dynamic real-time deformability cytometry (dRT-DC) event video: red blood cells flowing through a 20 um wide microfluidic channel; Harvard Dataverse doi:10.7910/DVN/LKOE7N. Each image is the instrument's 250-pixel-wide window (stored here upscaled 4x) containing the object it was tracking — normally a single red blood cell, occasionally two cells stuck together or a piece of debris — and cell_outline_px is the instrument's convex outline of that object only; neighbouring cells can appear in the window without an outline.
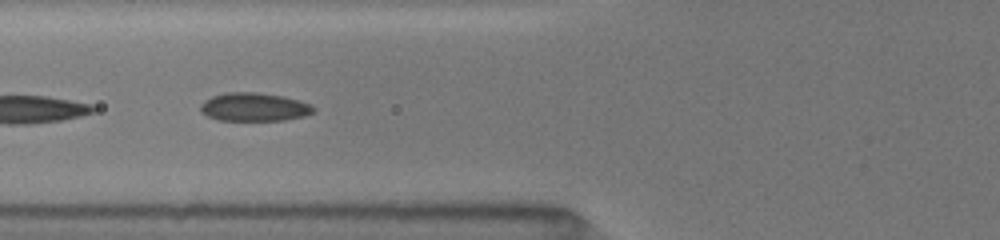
{"species": "common noctule bat (a hibernating species)", "species_latin": "Nyctalus noctula", "temperature_condition": "room temperature", "stored_images_in_passage": 22, "camera_frame_rate_fps": 3000, "um_per_image_px": 0.085, "animal": {"sex": "female", "body_mass_g": 19.5, "forearm_length_mm": 54.1}, "frame": {"image": 1, "passage_image": 4, "time_ms": 1.667, "image_size_px": [1000, 240], "cell_outline_px": [[316, 108], [312, 112], [304, 116], [284, 120], [216, 120], [200, 112], [200, 104], [204, 100], [212, 96], [228, 92], [256, 92], [284, 96], [300, 100], [312, 104]], "centroid_in_image_um": [21.6, 9.09], "position_along_channel_um": 104.2, "area_um2": 18.84}}
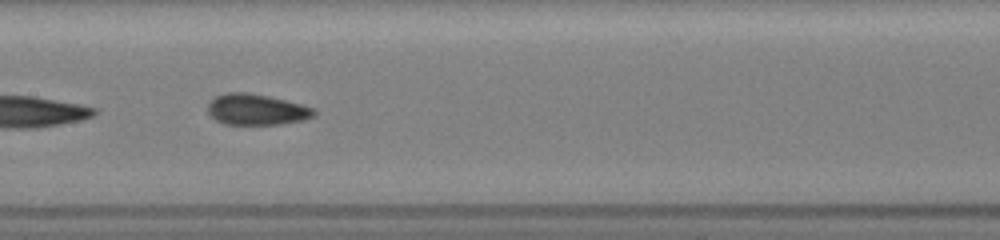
{"frame": {"image": 2, "passage_image": 8, "time_ms": 3.667, "image_size_px": [1000, 240], "cell_outline_px": [[316, 116], [304, 120], [280, 124], [224, 124], [216, 120], [208, 112], [208, 104], [216, 96], [228, 92], [248, 92], [268, 96], [316, 108]], "centroid_in_image_um": [21.83, 9.31], "position_along_channel_um": 185.6, "area_um2": 19.13}}
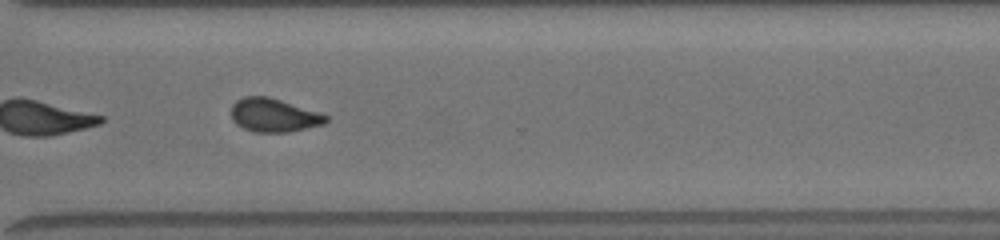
{"frame": {"image": 3, "passage_image": 16, "time_ms": 7.667, "image_size_px": [1000, 240], "cell_outline_px": [[328, 120], [324, 124], [288, 132], [256, 132], [244, 128], [236, 124], [232, 120], [232, 104], [236, 100], [244, 96], [268, 96], [320, 112], [328, 116]], "centroid_in_image_um": [23.27, 9.78], "position_along_channel_um": 347.3, "area_um2": 18.5}, "authors_computed_cell_mechanics": {"area_um2": 18.8139, "velocity_mm_per_s": 4.0402, "shape_relaxation_time_tau1_ms": 4.5096, "shape_relaxation_time_tau2_ms": 1.4527, "deformation_change_tau1": 0.2189, "deformation_change_tau2": 0.0839}}